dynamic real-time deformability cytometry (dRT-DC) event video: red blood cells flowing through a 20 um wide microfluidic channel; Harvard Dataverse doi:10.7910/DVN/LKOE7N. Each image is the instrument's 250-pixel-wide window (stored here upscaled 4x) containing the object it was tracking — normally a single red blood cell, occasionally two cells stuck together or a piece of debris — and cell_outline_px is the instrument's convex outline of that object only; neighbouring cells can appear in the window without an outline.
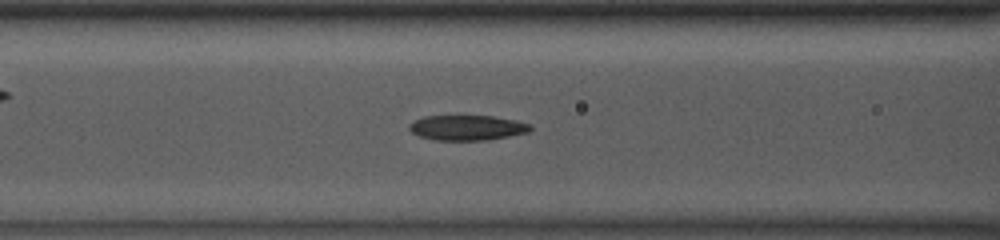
{"species": "common noctule bat (a hibernating species)", "species_latin": "Nyctalus noctula", "temperature_condition": "room temperature", "stored_images_in_passage": 47, "camera_frame_rate_fps": 3000, "um_per_image_px": 0.085, "animal": {"sex": "male", "body_mass_g": 13.0, "forearm_length_mm": 53.1}, "frame": {"image": 1, "passage_image": 16, "time_ms": 5.0, "image_size_px": [1000, 240], "cell_outline_px": [[532, 128], [528, 132], [488, 140], [436, 140], [420, 136], [412, 132], [408, 128], [408, 124], [424, 116], [492, 116], [516, 120], [532, 124]], "centroid_in_image_um": [39.72, 10.85], "position_along_channel_um": 126.9, "area_um2": 17.69}}
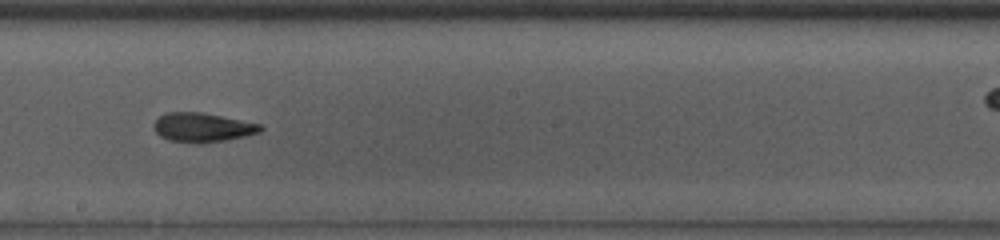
{"frame": {"image": 2, "passage_image": 24, "time_ms": 7.667, "image_size_px": [1000, 240], "cell_outline_px": [[264, 128], [260, 132], [248, 136], [200, 144], [168, 140], [160, 136], [156, 132], [156, 120], [160, 116], [168, 112], [200, 112], [260, 124]], "centroid_in_image_um": [17.24, 10.85], "position_along_channel_um": 231.0, "area_um2": 17.92}}
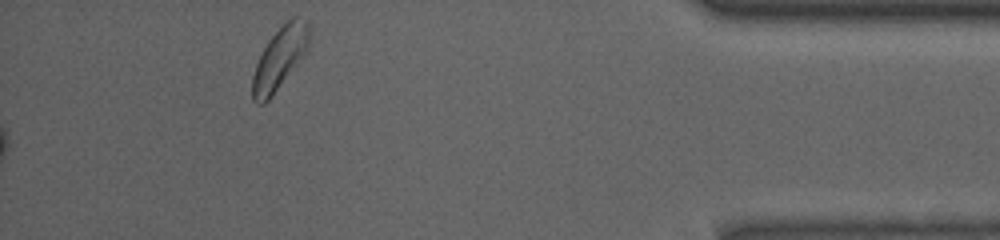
{"frame": {"image": 3, "passage_image": 47, "time_ms": 15.333, "image_size_px": [1000, 240], "cell_outline_px": [[308, 52], [272, 96], [264, 104], [256, 104], [252, 100], [252, 76], [256, 64], [268, 40], [292, 16], [296, 16], [308, 20]], "centroid_in_image_um": [23.78, 4.98], "position_along_channel_um": 411.4, "area_um2": 20.58}, "authors_computed_cell_mechanics": {"area_um2": 18.0914, "velocity_mm_per_s": 3.8905, "shape_relaxation_time_tau1_ms": 8.0354, "shape_relaxation_time_tau2_ms": 1.9237, "deformation_change_tau1": 0.203, "deformation_change_tau2": 0.0938}}